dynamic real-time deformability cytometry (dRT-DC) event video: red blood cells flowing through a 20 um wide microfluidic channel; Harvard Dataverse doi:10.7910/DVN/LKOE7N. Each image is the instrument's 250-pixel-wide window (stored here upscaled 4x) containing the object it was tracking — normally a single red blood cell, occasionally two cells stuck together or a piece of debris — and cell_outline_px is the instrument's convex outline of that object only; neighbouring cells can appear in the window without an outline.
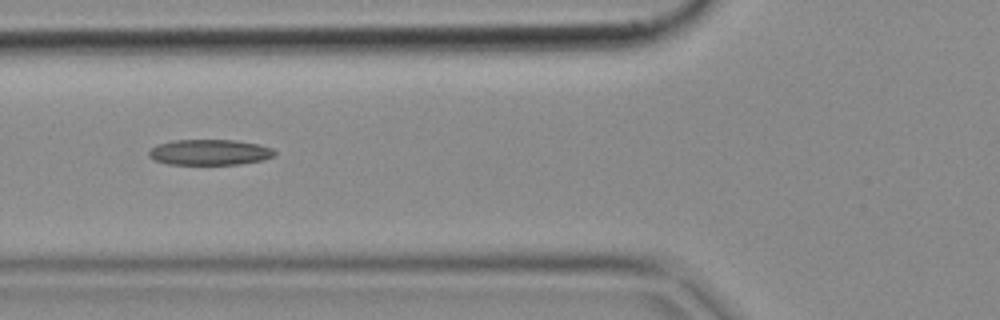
{"species": "common noctule bat (a hibernating species)", "species_latin": "Nyctalus noctula", "temperature_condition": "cold", "stored_images_in_passage": 8, "camera_frame_rate_fps": 3000, "um_per_image_px": 0.085, "animal": {"sex": "female", "body_mass_g": 18.4}, "frame": {"image": 1, "passage_image": 7, "time_ms": 2.0, "image_size_px": [1000, 320], "cell_outline_px": [[276, 156], [264, 160], [240, 164], [168, 164], [156, 160], [148, 156], [148, 152], [156, 144], [172, 140], [236, 140], [260, 144], [272, 148], [276, 152]], "centroid_in_image_um": [17.86, 12.93], "position_along_channel_um": 107.9, "area_um2": 18.96}}